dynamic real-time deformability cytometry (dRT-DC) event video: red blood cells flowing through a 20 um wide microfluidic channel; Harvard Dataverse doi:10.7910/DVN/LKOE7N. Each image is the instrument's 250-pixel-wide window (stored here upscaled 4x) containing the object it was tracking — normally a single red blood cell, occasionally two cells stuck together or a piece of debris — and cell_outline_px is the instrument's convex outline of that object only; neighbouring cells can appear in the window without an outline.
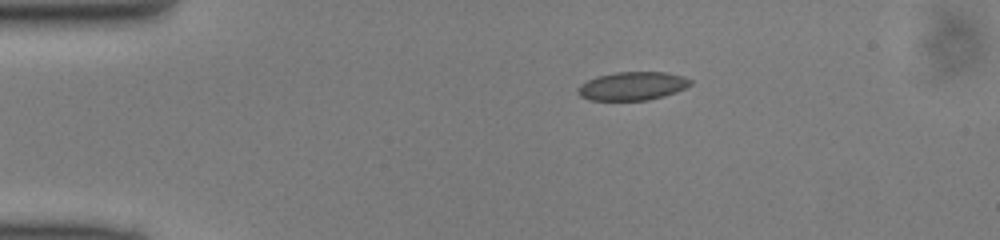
{"species": "common noctule bat (a hibernating species)", "species_latin": "Nyctalus noctula", "temperature_condition": "cold", "stored_images_in_passage": 41, "camera_frame_rate_fps": 3000, "um_per_image_px": 0.085, "animal": {"sex": "male", "body_mass_g": 13.0, "forearm_length_mm": 53.1}, "frame": {"image": 1, "passage_image": 1, "time_ms": 0.0, "image_size_px": [1000, 240], "cell_outline_px": [[692, 84], [684, 88], [664, 96], [648, 100], [592, 100], [580, 96], [576, 92], [580, 84], [596, 76], [616, 72], [664, 72], [684, 76], [692, 80]], "centroid_in_image_um": [53.74, 7.31], "position_along_channel_um": 31.3, "area_um2": 18.61}}
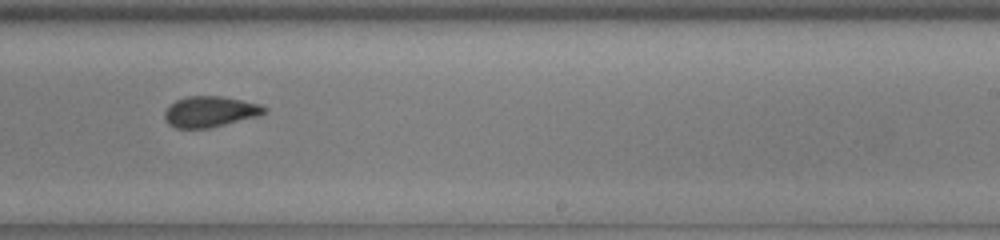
{"frame": {"image": 2, "passage_image": 22, "time_ms": 7.0, "image_size_px": [1000, 240], "cell_outline_px": [[268, 112], [256, 116], [208, 128], [176, 128], [168, 124], [164, 120], [164, 112], [168, 104], [176, 100], [188, 96], [220, 96], [260, 104], [268, 108]], "centroid_in_image_um": [17.81, 9.48], "position_along_channel_um": 271.2, "area_um2": 17.86}}
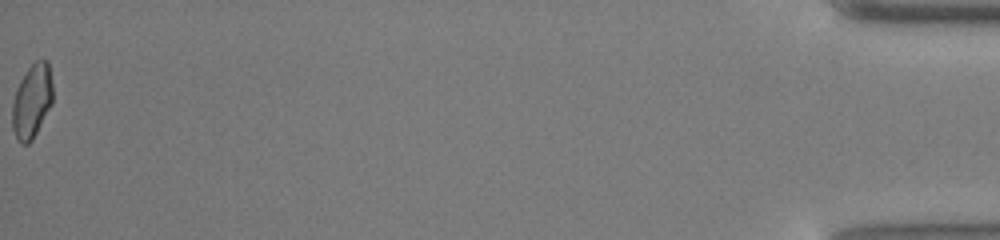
{"frame": {"image": 3, "passage_image": 41, "time_ms": 13.333, "image_size_px": [1000, 240], "cell_outline_px": [[52, 104], [32, 140], [28, 144], [20, 144], [16, 140], [12, 128], [12, 104], [16, 88], [20, 80], [28, 68], [36, 60], [48, 60], [52, 84]], "centroid_in_image_um": [2.7, 8.61], "position_along_channel_um": 432.5, "area_um2": 17.57}}